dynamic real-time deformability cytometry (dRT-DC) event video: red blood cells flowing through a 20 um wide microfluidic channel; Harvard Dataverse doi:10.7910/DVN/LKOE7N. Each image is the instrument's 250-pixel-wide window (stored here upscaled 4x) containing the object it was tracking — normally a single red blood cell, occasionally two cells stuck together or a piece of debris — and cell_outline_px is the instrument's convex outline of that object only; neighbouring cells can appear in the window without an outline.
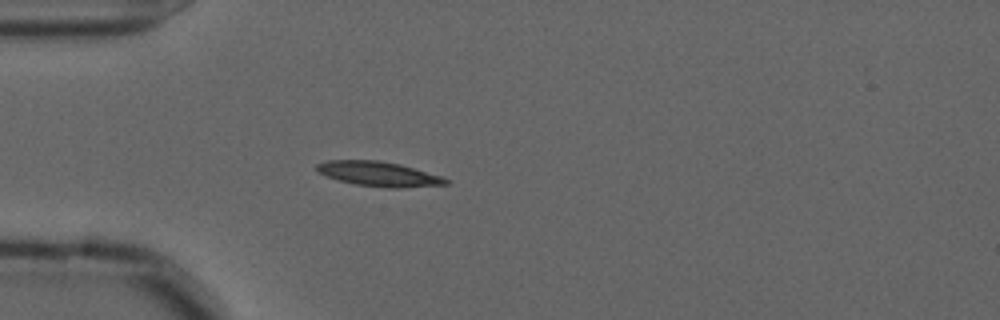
{"species": "common noctule bat (a hibernating species)", "species_latin": "Nyctalus noctula", "temperature_condition": "cold", "stored_images_in_passage": 41, "camera_frame_rate_fps": 3000, "um_per_image_px": 0.085, "animal": {"sex": "male", "forearm_length_mm": 52.5}, "frame": {"image": 1, "passage_image": 1, "time_ms": 0.0, "image_size_px": [1000, 320], "cell_outline_px": [[452, 180], [448, 184], [404, 188], [388, 188], [356, 184], [336, 180], [324, 176], [316, 168], [316, 164], [328, 160], [380, 160], [400, 164], [440, 176]], "centroid_in_image_um": [32.19, 14.79], "position_along_channel_um": 52.8, "area_um2": 18.67}}
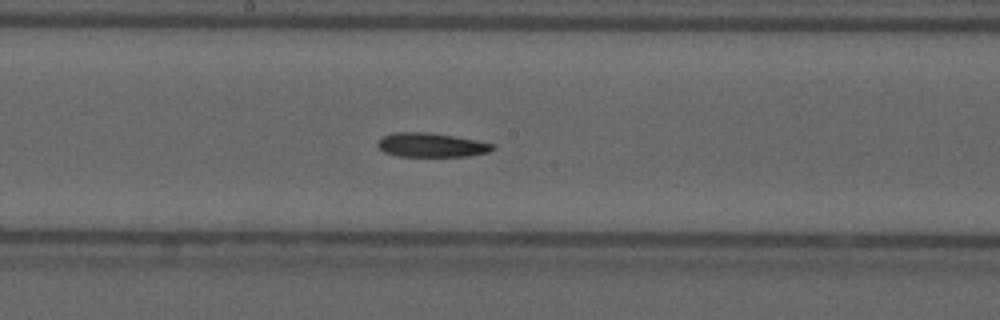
{"frame": {"image": 2, "passage_image": 15, "time_ms": 4.667, "image_size_px": [1000, 320], "cell_outline_px": [[496, 148], [488, 152], [468, 156], [396, 156], [384, 152], [376, 144], [384, 136], [396, 132], [428, 132], [476, 140], [496, 144]], "centroid_in_image_um": [36.69, 12.33], "position_along_channel_um": 211.5, "area_um2": 16.07}}
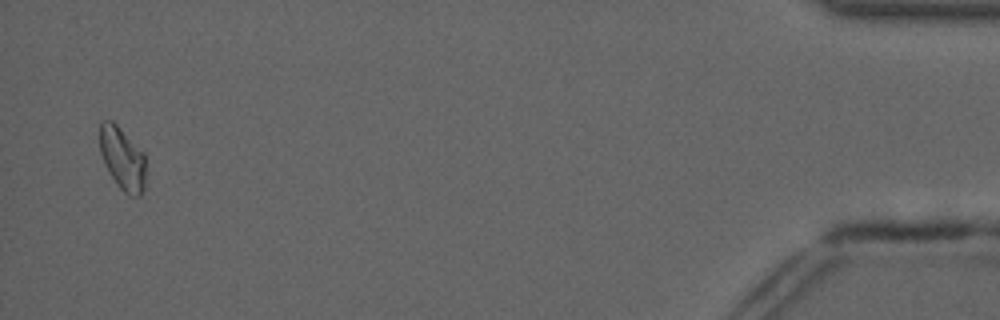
{"frame": {"image": 3, "passage_image": 40, "time_ms": 13.0, "image_size_px": [1000, 320], "cell_outline_px": [[144, 192], [140, 196], [128, 196], [120, 188], [112, 176], [100, 152], [100, 120], [112, 120], [144, 152]], "centroid_in_image_um": [10.41, 13.47], "position_along_channel_um": 424.8, "area_um2": 16.59}, "authors_computed_cell_mechanics": {"area_um2": 16.7042, "velocity_mm_per_s": 3.6079, "shape_relaxation_time_tau1_ms": 9.6698, "shape_relaxation_time_tau2_ms": null, "deformation_change_tau1": 0.1971, "deformation_change_tau2": null}}